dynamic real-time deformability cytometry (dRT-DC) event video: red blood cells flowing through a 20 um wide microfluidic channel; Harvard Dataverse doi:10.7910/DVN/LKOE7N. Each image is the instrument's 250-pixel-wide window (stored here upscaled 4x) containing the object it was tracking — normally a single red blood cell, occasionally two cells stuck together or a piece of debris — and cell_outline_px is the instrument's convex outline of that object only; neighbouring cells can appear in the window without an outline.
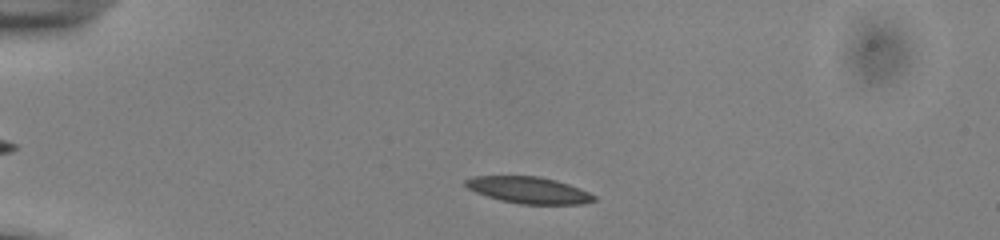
{"species": "common noctule bat (a hibernating species)", "species_latin": "Nyctalus noctula", "temperature_condition": "cold", "stored_images_in_passage": 40, "camera_frame_rate_fps": 3000, "um_per_image_px": 0.085, "animal": {"sex": "male", "body_mass_g": 13.0, "forearm_length_mm": 53.1}, "frame": {"image": 1, "passage_image": 6, "time_ms": 1.667, "image_size_px": [1000, 240], "cell_outline_px": [[596, 200], [580, 204], [520, 204], [500, 200], [476, 192], [468, 188], [464, 184], [464, 180], [472, 176], [540, 176], [556, 180], [580, 188], [596, 196]], "centroid_in_image_um": [44.93, 16.15], "position_along_channel_um": 40.1, "area_um2": 19.88}}
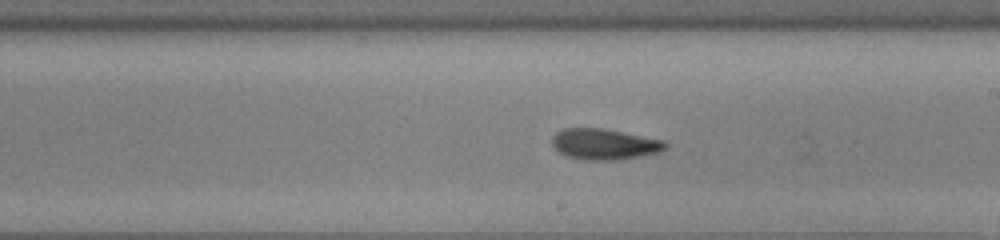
{"frame": {"image": 2, "passage_image": 25, "time_ms": 8.0, "image_size_px": [1000, 240], "cell_outline_px": [[668, 148], [660, 152], [616, 160], [584, 160], [564, 156], [552, 144], [552, 136], [556, 132], [564, 128], [604, 128], [664, 140], [668, 144]], "centroid_in_image_um": [51.38, 12.25], "position_along_channel_um": 237.6, "area_um2": 20.52}}
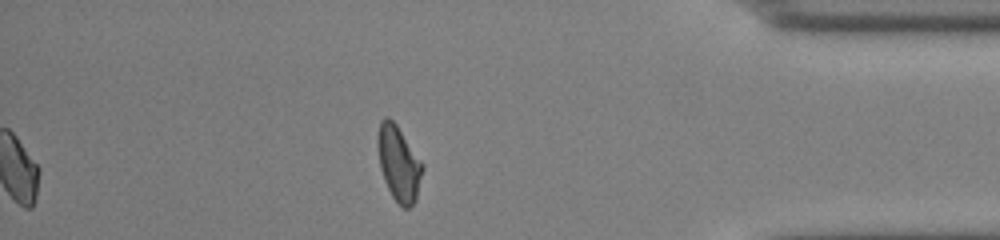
{"frame": {"image": 3, "passage_image": 40, "time_ms": 13.0, "image_size_px": [1000, 240], "cell_outline_px": [[424, 168], [416, 200], [408, 208], [404, 208], [392, 196], [384, 180], [380, 168], [376, 140], [380, 120], [384, 116], [388, 116], [396, 124], [424, 164]], "centroid_in_image_um": [33.88, 13.86], "position_along_channel_um": 401.3, "area_um2": 19.71}, "authors_computed_cell_mechanics": {"area_um2": 19.7676, "velocity_mm_per_s": 3.86, "shape_relaxation_time_tau1_ms": 3.7801, "shape_relaxation_time_tau2_ms": 1.4556, "deformation_change_tau1": 0.1384, "deformation_change_tau2": 0.0789}}